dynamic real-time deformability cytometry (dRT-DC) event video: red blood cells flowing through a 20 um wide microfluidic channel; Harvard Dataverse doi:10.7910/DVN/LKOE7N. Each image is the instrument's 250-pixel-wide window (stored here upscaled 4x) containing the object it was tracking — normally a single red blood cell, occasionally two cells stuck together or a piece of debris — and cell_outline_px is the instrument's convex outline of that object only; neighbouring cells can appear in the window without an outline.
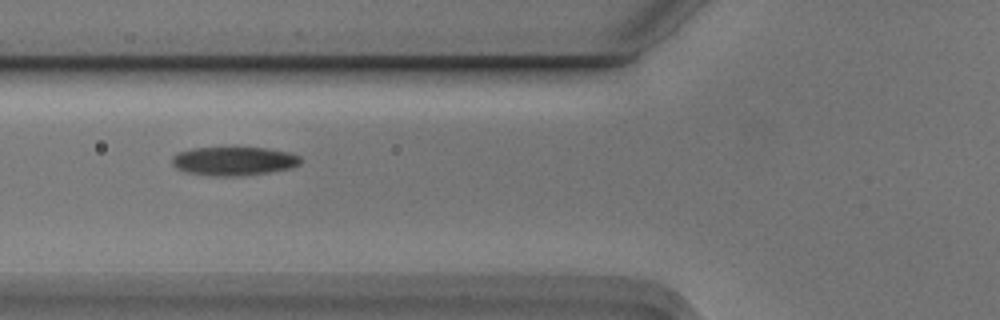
{"species": "Egyptian fruit bat (a non-hibernating species)", "species_latin": "Rousettus aegyptiacus", "temperature_condition": "cold", "stored_images_in_passage": 6, "camera_frame_rate_fps": 3000, "um_per_image_px": 0.085, "animal": {"sex": "male"}, "frame": {"image": 1, "passage_image": 2, "time_ms": 0.333, "image_size_px": [1000, 320], "cell_outline_px": [[300, 164], [292, 168], [268, 172], [240, 176], [212, 176], [188, 172], [176, 168], [172, 164], [172, 156], [176, 152], [192, 148], [268, 148], [288, 152], [300, 156]], "centroid_in_image_um": [19.86, 13.69], "position_along_channel_um": 105.9, "area_um2": 21.5}}
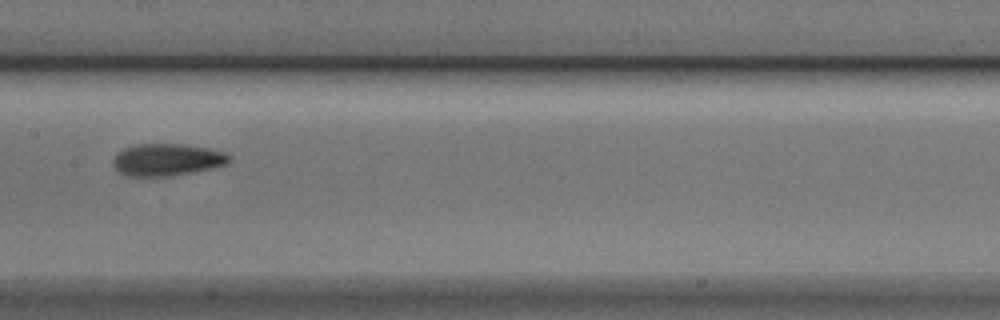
{"frame": {"image": 2, "passage_image": 4, "time_ms": 1.0, "image_size_px": [1000, 320], "cell_outline_px": [[232, 160], [228, 164], [212, 168], [172, 176], [128, 176], [120, 172], [112, 164], [112, 160], [116, 152], [124, 148], [136, 144], [184, 144], [208, 148], [224, 152], [232, 156]], "centroid_in_image_um": [14.21, 13.57], "position_along_channel_um": 193.2, "area_um2": 21.96}}
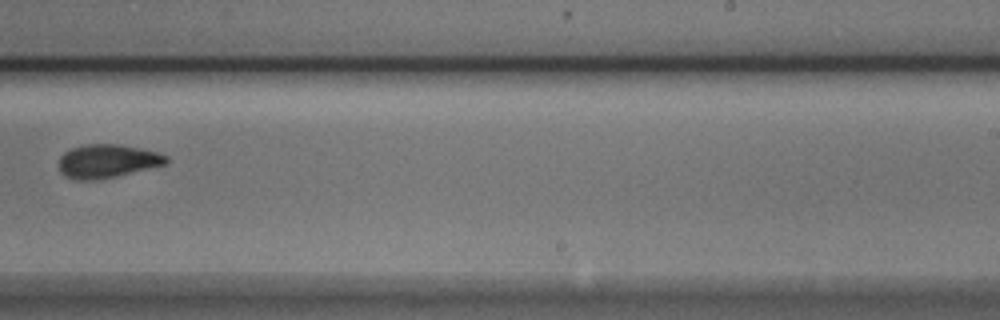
{"frame": {"image": 3, "passage_image": 6, "time_ms": 1.667, "image_size_px": [1000, 320], "cell_outline_px": [[168, 160], [164, 164], [116, 176], [96, 180], [72, 180], [64, 176], [60, 172], [60, 156], [64, 152], [72, 148], [84, 144], [120, 144], [140, 148], [156, 152], [168, 156]], "centroid_in_image_um": [9.07, 13.69], "position_along_channel_um": 279.9, "area_um2": 20.87}}